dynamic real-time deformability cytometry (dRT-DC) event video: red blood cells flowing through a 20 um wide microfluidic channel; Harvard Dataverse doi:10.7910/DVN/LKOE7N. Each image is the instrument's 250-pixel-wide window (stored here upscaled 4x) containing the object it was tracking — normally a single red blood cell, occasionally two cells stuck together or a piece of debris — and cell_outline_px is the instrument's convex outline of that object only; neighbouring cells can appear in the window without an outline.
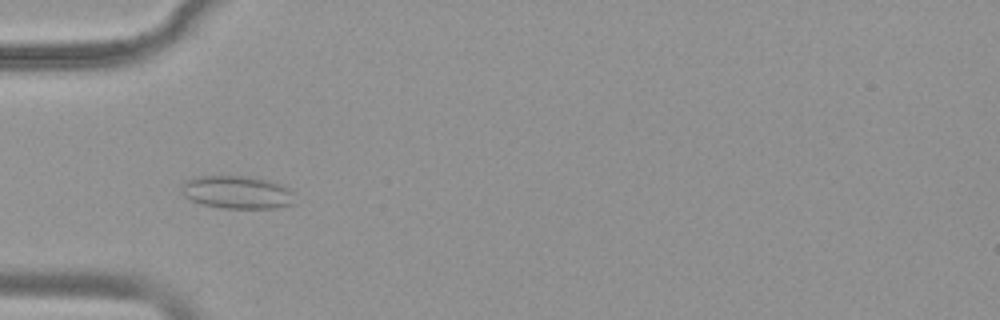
{"species": "common noctule bat (a hibernating species)", "species_latin": "Nyctalus noctula", "temperature_condition": "warm", "stored_images_in_passage": 40, "camera_frame_rate_fps": 3000, "um_per_image_px": 0.085, "animal": {"sex": "female", "body_mass_g": 19.9}, "frame": {"image": 1, "passage_image": 4, "time_ms": 1.0, "image_size_px": [1000, 320], "cell_outline_px": [[296, 204], [276, 208], [224, 208], [204, 204], [192, 200], [184, 196], [180, 192], [180, 184], [184, 180], [196, 176], [248, 176], [280, 184], [288, 188], [292, 192]], "centroid_in_image_um": [20.12, 16.34], "position_along_channel_um": 64.9, "area_um2": 21.85}}
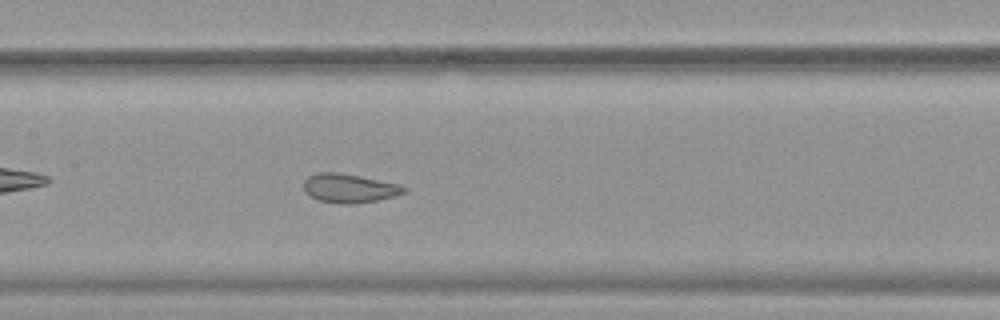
{"frame": {"image": 2, "passage_image": 13, "time_ms": 4.0, "image_size_px": [1000, 320], "cell_outline_px": [[408, 192], [396, 196], [356, 204], [340, 204], [320, 200], [304, 192], [304, 180], [308, 176], [316, 172], [336, 172], [360, 176], [400, 184], [408, 188]], "centroid_in_image_um": [29.72, 16.0], "position_along_channel_um": 177.7, "area_um2": 17.05}}
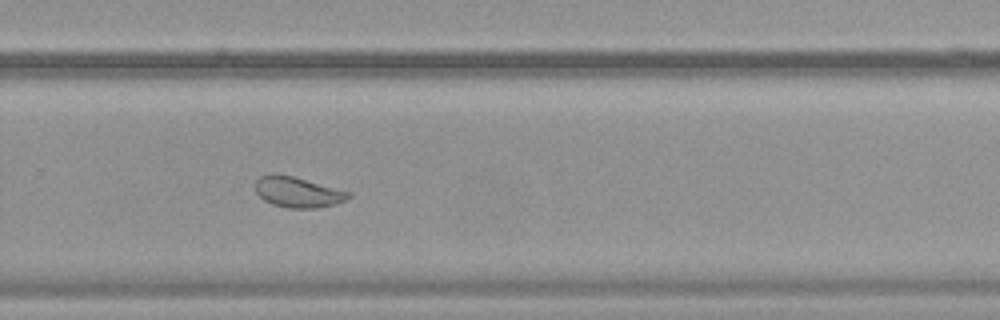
{"frame": {"image": 3, "passage_image": 23, "time_ms": 7.333, "image_size_px": [1000, 320], "cell_outline_px": [[352, 196], [336, 204], [316, 208], [288, 208], [272, 204], [264, 200], [256, 192], [256, 180], [260, 176], [272, 172], [276, 172], [292, 176], [352, 192]], "centroid_in_image_um": [25.3, 16.32], "position_along_channel_um": 304.5, "area_um2": 16.7}}